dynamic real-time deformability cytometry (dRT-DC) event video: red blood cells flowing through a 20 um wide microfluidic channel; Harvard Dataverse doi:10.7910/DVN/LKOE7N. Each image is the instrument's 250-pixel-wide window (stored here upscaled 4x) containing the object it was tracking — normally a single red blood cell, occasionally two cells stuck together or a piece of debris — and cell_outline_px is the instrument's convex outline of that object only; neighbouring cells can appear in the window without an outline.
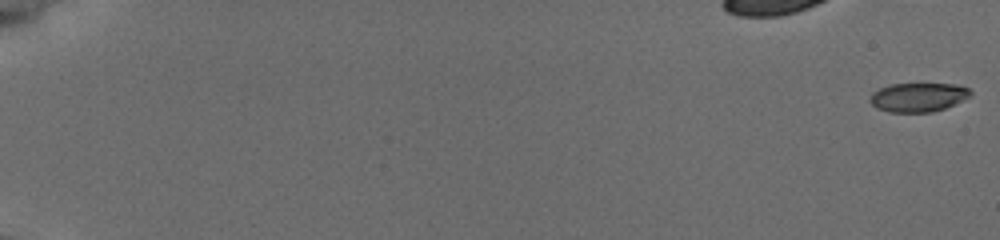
{"species": "common noctule bat (a hibernating species)", "species_latin": "Nyctalus noctula", "temperature_condition": "cold", "stored_images_in_passage": 15, "camera_frame_rate_fps": 3000, "um_per_image_px": 0.085, "animal": {"sex": "female", "body_mass_g": 19.5, "forearm_length_mm": 54.1}, "frame": {"image": 1, "passage_image": 1, "time_ms": 0.0, "image_size_px": [1000, 240], "cell_outline_px": [[972, 92], [968, 96], [944, 108], [932, 112], [888, 112], [876, 108], [868, 100], [872, 92], [880, 88], [892, 84], [956, 84], [968, 88]], "centroid_in_image_um": [77.98, 8.26], "position_along_channel_um": 7.0, "area_um2": 16.76}}
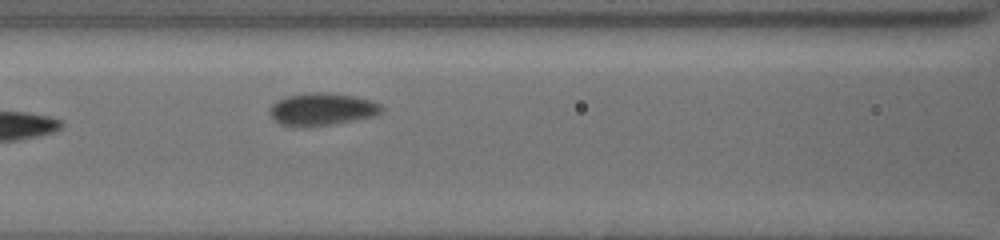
{"frame": {"image": 2, "passage_image": 15, "time_ms": 9.667, "image_size_px": [1000, 240], "cell_outline_px": [[384, 108], [380, 112], [372, 116], [352, 120], [328, 124], [280, 124], [272, 116], [272, 104], [276, 100], [288, 96], [304, 92], [324, 92], [356, 96], [380, 104]], "centroid_in_image_um": [27.4, 9.22], "position_along_channel_um": 139.2, "area_um2": 20.17}}